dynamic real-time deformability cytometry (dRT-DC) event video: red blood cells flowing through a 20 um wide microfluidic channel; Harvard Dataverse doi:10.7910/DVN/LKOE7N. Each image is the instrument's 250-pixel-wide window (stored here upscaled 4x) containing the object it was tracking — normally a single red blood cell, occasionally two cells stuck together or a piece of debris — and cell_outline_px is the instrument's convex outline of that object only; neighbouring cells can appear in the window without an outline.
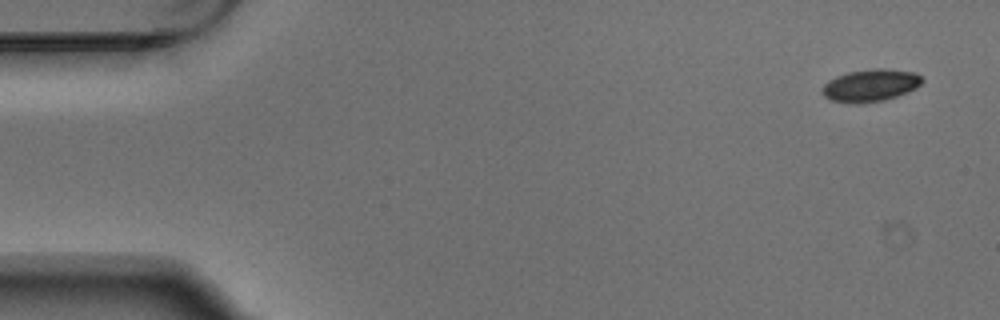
{"species": "Egyptian fruit bat (a non-hibernating species)", "species_latin": "Rousettus aegyptiacus", "temperature_condition": "warm", "stored_images_in_passage": 5, "camera_frame_rate_fps": 3000, "um_per_image_px": 0.085, "animal": {"sex": "male"}, "frame": {"image": 1, "passage_image": 1, "time_ms": 0.0, "image_size_px": [1000, 320], "cell_outline_px": [[924, 80], [916, 88], [908, 92], [884, 100], [856, 104], [848, 104], [832, 100], [824, 96], [820, 92], [824, 84], [828, 80], [836, 76], [848, 72], [872, 68], [884, 68], [916, 72]], "centroid_in_image_um": [73.97, 7.25], "position_along_channel_um": 11.0, "area_um2": 19.07}}
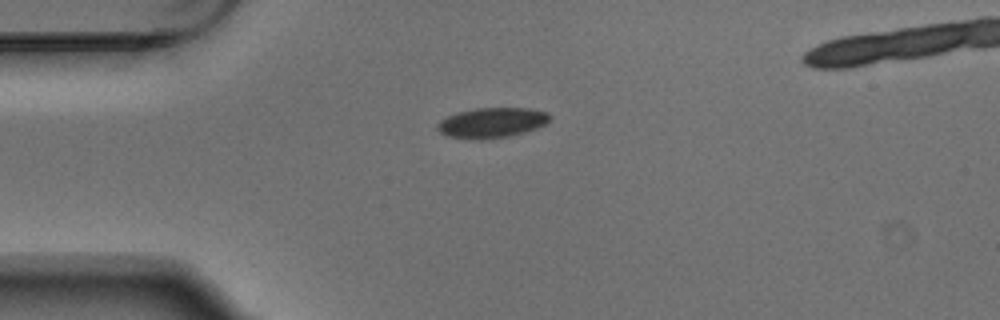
{"frame": {"image": 2, "passage_image": 4, "time_ms": 1.0, "image_size_px": [1000, 320], "cell_outline_px": [[552, 116], [544, 124], [536, 128], [524, 132], [508, 136], [480, 140], [448, 136], [440, 132], [436, 128], [436, 124], [440, 120], [456, 112], [476, 108], [528, 108], [548, 112]], "centroid_in_image_um": [41.79, 10.42], "position_along_channel_um": 43.2, "area_um2": 19.71}}